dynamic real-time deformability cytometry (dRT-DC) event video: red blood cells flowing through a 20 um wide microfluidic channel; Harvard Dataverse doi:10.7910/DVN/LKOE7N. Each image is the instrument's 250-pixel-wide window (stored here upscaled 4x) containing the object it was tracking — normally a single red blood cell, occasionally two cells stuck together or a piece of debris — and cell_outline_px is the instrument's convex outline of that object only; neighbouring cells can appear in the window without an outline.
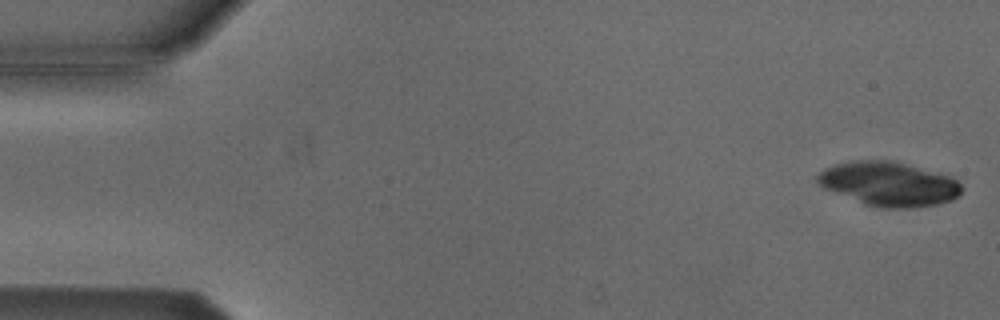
{"species": "Egyptian fruit bat (a non-hibernating species)", "species_latin": "Rousettus aegyptiacus", "temperature_condition": "cold", "stored_images_in_passage": 18, "camera_frame_rate_fps": 3000, "um_per_image_px": 0.085, "animal": {"sex": "male"}, "frame": {"image": 1, "passage_image": 2, "time_ms": 0.333, "image_size_px": [1000, 320], "cell_outline_px": [[964, 188], [960, 196], [952, 200], [940, 204], [912, 208], [872, 208], [824, 188], [816, 184], [816, 176], [824, 168], [836, 164], [852, 160], [892, 160], [952, 176]], "centroid_in_image_um": [75.56, 15.65], "position_along_channel_um": 9.4, "area_um2": 37.8}}